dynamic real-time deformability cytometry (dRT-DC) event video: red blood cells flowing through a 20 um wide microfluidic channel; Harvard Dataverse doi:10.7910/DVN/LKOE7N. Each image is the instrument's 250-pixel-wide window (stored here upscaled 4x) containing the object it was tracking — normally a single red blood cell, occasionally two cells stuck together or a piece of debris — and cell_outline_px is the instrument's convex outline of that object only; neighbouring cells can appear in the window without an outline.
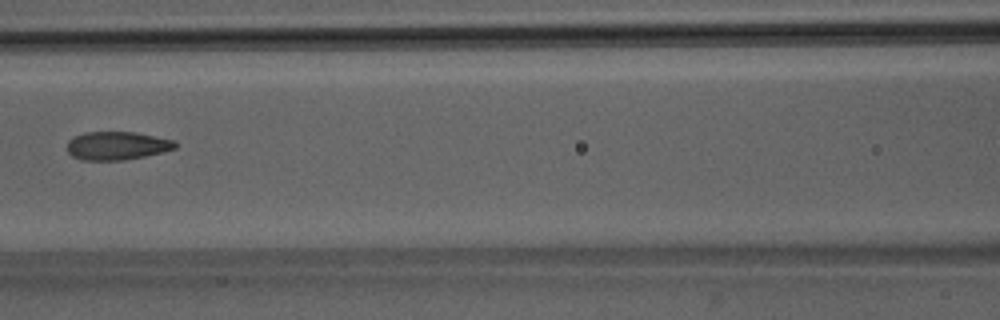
{"species": "Egyptian fruit bat (a non-hibernating species)", "species_latin": "Rousettus aegyptiacus", "temperature_condition": "room temperature", "stored_images_in_passage": 7, "camera_frame_rate_fps": 3000, "um_per_image_px": 0.085, "animal": {"sex": "male"}, "frame": {"image": 1, "passage_image": 7, "time_ms": 6.667, "image_size_px": [1000, 320], "cell_outline_px": [[176, 148], [144, 156], [124, 160], [80, 160], [72, 156], [68, 152], [68, 140], [72, 136], [84, 132], [132, 132], [176, 140]], "centroid_in_image_um": [9.9, 12.38], "position_along_channel_um": 156.7, "area_um2": 17.8}}